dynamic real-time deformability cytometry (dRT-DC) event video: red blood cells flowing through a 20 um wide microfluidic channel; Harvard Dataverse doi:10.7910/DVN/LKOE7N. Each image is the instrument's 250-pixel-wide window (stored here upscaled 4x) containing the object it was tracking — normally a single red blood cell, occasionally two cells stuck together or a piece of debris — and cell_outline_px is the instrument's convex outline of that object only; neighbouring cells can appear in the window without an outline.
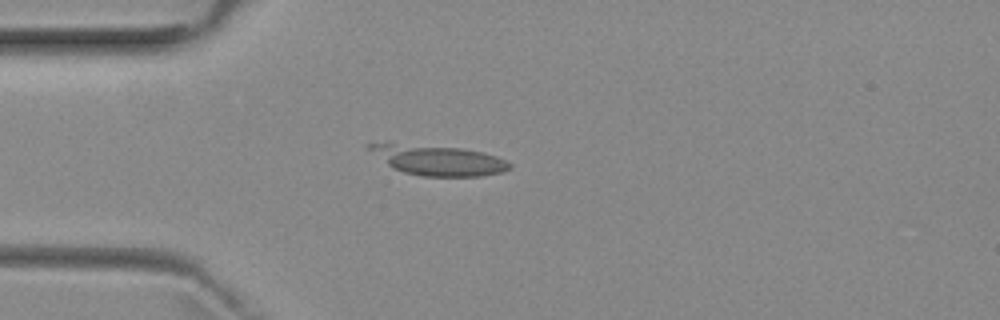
{"species": "common noctule bat (a hibernating species)", "species_latin": "Nyctalus noctula", "temperature_condition": "room temperature", "stored_images_in_passage": 41, "camera_frame_rate_fps": 3000, "um_per_image_px": 0.085, "animal": {"sex": "female", "body_mass_g": 29.2, "forearm_length_mm": 56.3}, "frame": {"image": 1, "passage_image": 1, "time_ms": 0.0, "image_size_px": [1000, 320], "cell_outline_px": [[512, 168], [500, 172], [480, 176], [420, 176], [404, 172], [392, 168], [368, 148], [364, 144], [388, 140], [460, 148], [480, 152], [496, 156], [512, 164]], "centroid_in_image_um": [37.13, 13.57], "position_along_channel_um": 47.9, "area_um2": 25.14}}
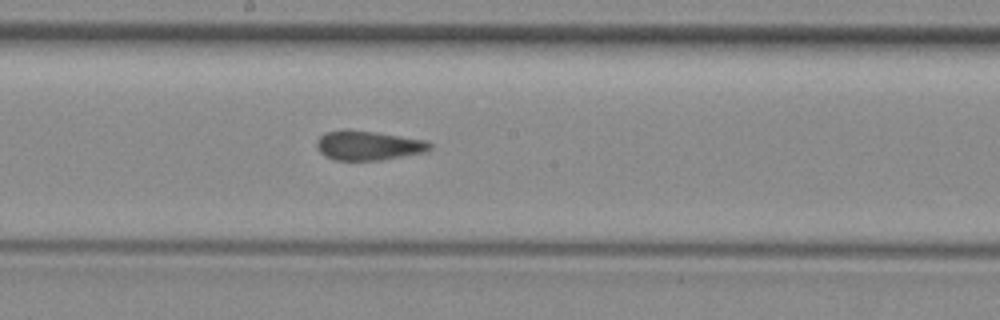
{"frame": {"image": 2, "passage_image": 15, "time_ms": 4.667, "image_size_px": [1000, 320], "cell_outline_px": [[432, 148], [428, 152], [380, 160], [332, 160], [324, 156], [316, 148], [316, 140], [320, 136], [328, 132], [372, 132], [424, 140], [432, 144]], "centroid_in_image_um": [31.33, 12.42], "position_along_channel_um": 216.9, "area_um2": 18.84}}
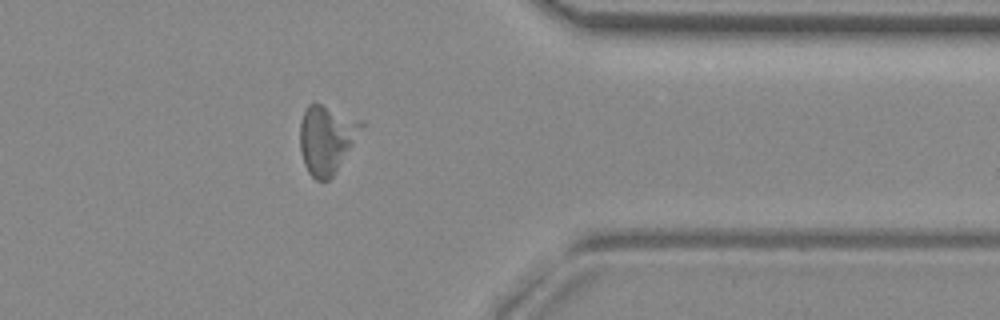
{"frame": {"image": 3, "passage_image": 29, "time_ms": 9.333, "image_size_px": [1000, 320], "cell_outline_px": [[352, 144], [336, 172], [328, 180], [316, 180], [308, 172], [304, 164], [300, 152], [300, 124], [304, 112], [308, 104], [320, 104], [352, 136]], "centroid_in_image_um": [27.42, 12.1], "position_along_channel_um": 384.0, "area_um2": 20.35}, "authors_computed_cell_mechanics": {"area_um2": 19.5942, "velocity_mm_per_s": 3.9258, "shape_relaxation_time_tau1_ms": null, "shape_relaxation_time_tau2_ms": 3.1665, "deformation_change_tau1": null, "deformation_change_tau2": 0.1003}}